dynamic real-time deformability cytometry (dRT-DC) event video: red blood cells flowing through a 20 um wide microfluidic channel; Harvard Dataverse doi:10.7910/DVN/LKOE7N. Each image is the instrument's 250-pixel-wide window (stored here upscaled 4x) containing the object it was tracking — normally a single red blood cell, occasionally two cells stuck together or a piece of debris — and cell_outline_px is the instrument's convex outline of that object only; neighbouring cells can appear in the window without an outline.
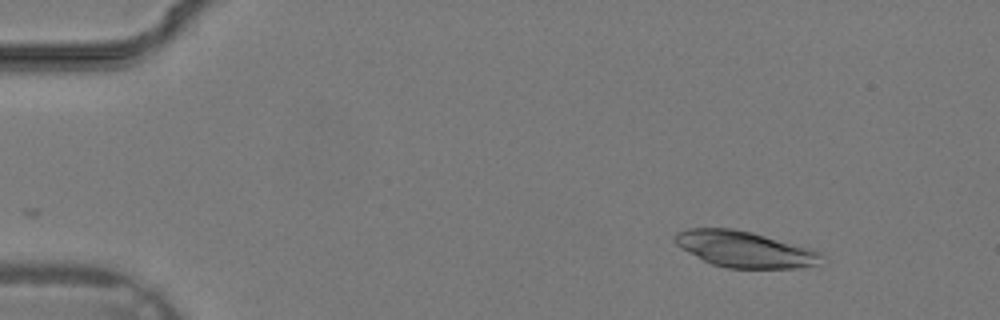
{"species": "common noctule bat (a hibernating species)", "species_latin": "Nyctalus noctula", "temperature_condition": "warm", "stored_images_in_passage": 10, "camera_frame_rate_fps": 3000, "um_per_image_px": 0.085, "animal": {"sex": "male", "body_mass_g": 19.2, "forearm_length_mm": 51.8}, "frame": {"image": 1, "passage_image": 1, "time_ms": 0.0, "image_size_px": [1000, 320], "cell_outline_px": [[824, 256], [816, 264], [800, 268], [728, 268], [712, 264], [704, 260], [676, 244], [672, 240], [676, 232], [688, 228], [732, 228], [752, 232], [812, 248], [820, 252]], "centroid_in_image_um": [63.3, 21.17], "position_along_channel_um": 21.7, "area_um2": 30.75}}
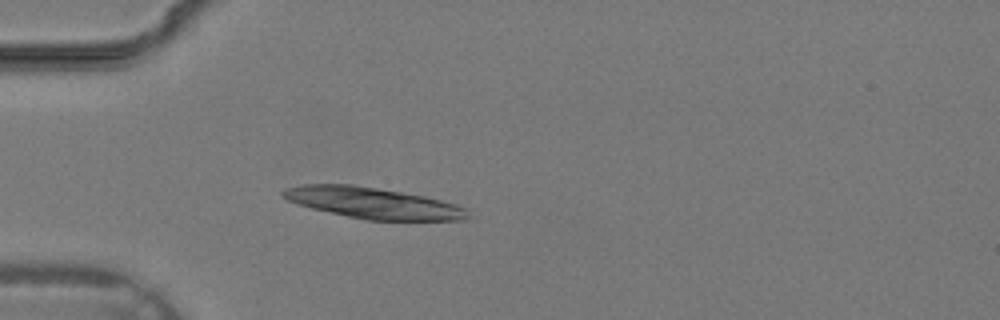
{"frame": {"image": 2, "passage_image": 7, "time_ms": 2.0, "image_size_px": [1000, 320], "cell_outline_px": [[468, 216], [464, 220], [368, 220], [348, 216], [312, 208], [288, 200], [280, 196], [280, 192], [284, 188], [304, 184], [352, 184], [424, 196], [456, 204], [468, 208]], "centroid_in_image_um": [31.69, 17.25], "position_along_channel_um": 53.3, "area_um2": 33.23}}